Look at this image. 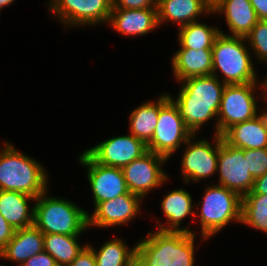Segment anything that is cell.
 I'll return each mask as SVG.
<instances>
[{
    "mask_svg": "<svg viewBox=\"0 0 267 266\" xmlns=\"http://www.w3.org/2000/svg\"><path fill=\"white\" fill-rule=\"evenodd\" d=\"M217 172V185L235 191L241 197L252 191L255 179L249 172L244 149L230 146L220 135Z\"/></svg>",
    "mask_w": 267,
    "mask_h": 266,
    "instance_id": "obj_10",
    "label": "cell"
},
{
    "mask_svg": "<svg viewBox=\"0 0 267 266\" xmlns=\"http://www.w3.org/2000/svg\"><path fill=\"white\" fill-rule=\"evenodd\" d=\"M44 251V234L35 226L15 230L13 237L0 252V258L18 262L19 266L30 257Z\"/></svg>",
    "mask_w": 267,
    "mask_h": 266,
    "instance_id": "obj_20",
    "label": "cell"
},
{
    "mask_svg": "<svg viewBox=\"0 0 267 266\" xmlns=\"http://www.w3.org/2000/svg\"><path fill=\"white\" fill-rule=\"evenodd\" d=\"M15 230L12 226L4 219L0 213V252L5 248L7 243L11 240Z\"/></svg>",
    "mask_w": 267,
    "mask_h": 266,
    "instance_id": "obj_34",
    "label": "cell"
},
{
    "mask_svg": "<svg viewBox=\"0 0 267 266\" xmlns=\"http://www.w3.org/2000/svg\"><path fill=\"white\" fill-rule=\"evenodd\" d=\"M68 266H96L95 255L88 244L85 245L76 259Z\"/></svg>",
    "mask_w": 267,
    "mask_h": 266,
    "instance_id": "obj_33",
    "label": "cell"
},
{
    "mask_svg": "<svg viewBox=\"0 0 267 266\" xmlns=\"http://www.w3.org/2000/svg\"><path fill=\"white\" fill-rule=\"evenodd\" d=\"M257 85L264 90V82L226 84L217 114L215 134L222 136L233 125L257 116L258 106L254 94Z\"/></svg>",
    "mask_w": 267,
    "mask_h": 266,
    "instance_id": "obj_8",
    "label": "cell"
},
{
    "mask_svg": "<svg viewBox=\"0 0 267 266\" xmlns=\"http://www.w3.org/2000/svg\"><path fill=\"white\" fill-rule=\"evenodd\" d=\"M244 157L254 179L267 173V148L244 149Z\"/></svg>",
    "mask_w": 267,
    "mask_h": 266,
    "instance_id": "obj_30",
    "label": "cell"
},
{
    "mask_svg": "<svg viewBox=\"0 0 267 266\" xmlns=\"http://www.w3.org/2000/svg\"><path fill=\"white\" fill-rule=\"evenodd\" d=\"M80 235L44 234V251L58 266L70 265L85 246L77 242Z\"/></svg>",
    "mask_w": 267,
    "mask_h": 266,
    "instance_id": "obj_26",
    "label": "cell"
},
{
    "mask_svg": "<svg viewBox=\"0 0 267 266\" xmlns=\"http://www.w3.org/2000/svg\"><path fill=\"white\" fill-rule=\"evenodd\" d=\"M49 10L68 27L107 23L112 0H50Z\"/></svg>",
    "mask_w": 267,
    "mask_h": 266,
    "instance_id": "obj_9",
    "label": "cell"
},
{
    "mask_svg": "<svg viewBox=\"0 0 267 266\" xmlns=\"http://www.w3.org/2000/svg\"><path fill=\"white\" fill-rule=\"evenodd\" d=\"M47 193H42L34 203V225L43 234L81 235L88 229V212L69 200L50 197Z\"/></svg>",
    "mask_w": 267,
    "mask_h": 266,
    "instance_id": "obj_5",
    "label": "cell"
},
{
    "mask_svg": "<svg viewBox=\"0 0 267 266\" xmlns=\"http://www.w3.org/2000/svg\"><path fill=\"white\" fill-rule=\"evenodd\" d=\"M216 144L212 146L208 140H194L192 135L185 144L186 150L182 155L181 167L185 183L198 182L201 179L211 177L217 172L219 154V135L214 134Z\"/></svg>",
    "mask_w": 267,
    "mask_h": 266,
    "instance_id": "obj_12",
    "label": "cell"
},
{
    "mask_svg": "<svg viewBox=\"0 0 267 266\" xmlns=\"http://www.w3.org/2000/svg\"><path fill=\"white\" fill-rule=\"evenodd\" d=\"M242 223L267 234V195L245 194L242 197Z\"/></svg>",
    "mask_w": 267,
    "mask_h": 266,
    "instance_id": "obj_28",
    "label": "cell"
},
{
    "mask_svg": "<svg viewBox=\"0 0 267 266\" xmlns=\"http://www.w3.org/2000/svg\"><path fill=\"white\" fill-rule=\"evenodd\" d=\"M224 14L230 36L245 37L258 23L259 18L249 0H214L212 14Z\"/></svg>",
    "mask_w": 267,
    "mask_h": 266,
    "instance_id": "obj_16",
    "label": "cell"
},
{
    "mask_svg": "<svg viewBox=\"0 0 267 266\" xmlns=\"http://www.w3.org/2000/svg\"><path fill=\"white\" fill-rule=\"evenodd\" d=\"M195 233L160 231L136 244V266H193Z\"/></svg>",
    "mask_w": 267,
    "mask_h": 266,
    "instance_id": "obj_2",
    "label": "cell"
},
{
    "mask_svg": "<svg viewBox=\"0 0 267 266\" xmlns=\"http://www.w3.org/2000/svg\"><path fill=\"white\" fill-rule=\"evenodd\" d=\"M167 160L161 155L147 151L140 158L122 167L129 191L143 199L149 191L165 184L166 180L170 179L162 169Z\"/></svg>",
    "mask_w": 267,
    "mask_h": 266,
    "instance_id": "obj_11",
    "label": "cell"
},
{
    "mask_svg": "<svg viewBox=\"0 0 267 266\" xmlns=\"http://www.w3.org/2000/svg\"><path fill=\"white\" fill-rule=\"evenodd\" d=\"M159 116V99L148 101L130 113V133L146 145L151 141Z\"/></svg>",
    "mask_w": 267,
    "mask_h": 266,
    "instance_id": "obj_24",
    "label": "cell"
},
{
    "mask_svg": "<svg viewBox=\"0 0 267 266\" xmlns=\"http://www.w3.org/2000/svg\"><path fill=\"white\" fill-rule=\"evenodd\" d=\"M191 136L169 94L159 96L158 121L147 150L168 159Z\"/></svg>",
    "mask_w": 267,
    "mask_h": 266,
    "instance_id": "obj_7",
    "label": "cell"
},
{
    "mask_svg": "<svg viewBox=\"0 0 267 266\" xmlns=\"http://www.w3.org/2000/svg\"><path fill=\"white\" fill-rule=\"evenodd\" d=\"M218 77L220 76L205 75L184 79L180 81L182 86L177 97L173 99L169 94L192 135L197 134L209 119L217 118L226 86Z\"/></svg>",
    "mask_w": 267,
    "mask_h": 266,
    "instance_id": "obj_1",
    "label": "cell"
},
{
    "mask_svg": "<svg viewBox=\"0 0 267 266\" xmlns=\"http://www.w3.org/2000/svg\"><path fill=\"white\" fill-rule=\"evenodd\" d=\"M0 151V190L39 197L48 191V176L40 163L4 142Z\"/></svg>",
    "mask_w": 267,
    "mask_h": 266,
    "instance_id": "obj_3",
    "label": "cell"
},
{
    "mask_svg": "<svg viewBox=\"0 0 267 266\" xmlns=\"http://www.w3.org/2000/svg\"><path fill=\"white\" fill-rule=\"evenodd\" d=\"M78 160L87 167L86 174L93 194L94 207L100 202L131 193L121 168L99 164L85 151L80 154Z\"/></svg>",
    "mask_w": 267,
    "mask_h": 266,
    "instance_id": "obj_13",
    "label": "cell"
},
{
    "mask_svg": "<svg viewBox=\"0 0 267 266\" xmlns=\"http://www.w3.org/2000/svg\"><path fill=\"white\" fill-rule=\"evenodd\" d=\"M220 31L199 21L189 23L179 28V45L193 50L212 49Z\"/></svg>",
    "mask_w": 267,
    "mask_h": 266,
    "instance_id": "obj_27",
    "label": "cell"
},
{
    "mask_svg": "<svg viewBox=\"0 0 267 266\" xmlns=\"http://www.w3.org/2000/svg\"><path fill=\"white\" fill-rule=\"evenodd\" d=\"M199 220L203 240L219 233L231 221L241 223L242 197L226 187L208 185L205 189Z\"/></svg>",
    "mask_w": 267,
    "mask_h": 266,
    "instance_id": "obj_6",
    "label": "cell"
},
{
    "mask_svg": "<svg viewBox=\"0 0 267 266\" xmlns=\"http://www.w3.org/2000/svg\"><path fill=\"white\" fill-rule=\"evenodd\" d=\"M222 138L239 149L267 148V112H259L255 118L233 125Z\"/></svg>",
    "mask_w": 267,
    "mask_h": 266,
    "instance_id": "obj_17",
    "label": "cell"
},
{
    "mask_svg": "<svg viewBox=\"0 0 267 266\" xmlns=\"http://www.w3.org/2000/svg\"><path fill=\"white\" fill-rule=\"evenodd\" d=\"M246 40L258 61L267 64V20H259L246 36Z\"/></svg>",
    "mask_w": 267,
    "mask_h": 266,
    "instance_id": "obj_29",
    "label": "cell"
},
{
    "mask_svg": "<svg viewBox=\"0 0 267 266\" xmlns=\"http://www.w3.org/2000/svg\"><path fill=\"white\" fill-rule=\"evenodd\" d=\"M14 0H0V11L4 9L3 7L10 6Z\"/></svg>",
    "mask_w": 267,
    "mask_h": 266,
    "instance_id": "obj_37",
    "label": "cell"
},
{
    "mask_svg": "<svg viewBox=\"0 0 267 266\" xmlns=\"http://www.w3.org/2000/svg\"><path fill=\"white\" fill-rule=\"evenodd\" d=\"M245 37L230 36L220 31L212 47V75L220 71L225 84L258 83ZM248 48V49H247Z\"/></svg>",
    "mask_w": 267,
    "mask_h": 266,
    "instance_id": "obj_4",
    "label": "cell"
},
{
    "mask_svg": "<svg viewBox=\"0 0 267 266\" xmlns=\"http://www.w3.org/2000/svg\"><path fill=\"white\" fill-rule=\"evenodd\" d=\"M247 194H264L267 195V173L255 178L253 189Z\"/></svg>",
    "mask_w": 267,
    "mask_h": 266,
    "instance_id": "obj_35",
    "label": "cell"
},
{
    "mask_svg": "<svg viewBox=\"0 0 267 266\" xmlns=\"http://www.w3.org/2000/svg\"><path fill=\"white\" fill-rule=\"evenodd\" d=\"M171 61L173 74L179 82L190 77L212 75V49L180 48Z\"/></svg>",
    "mask_w": 267,
    "mask_h": 266,
    "instance_id": "obj_21",
    "label": "cell"
},
{
    "mask_svg": "<svg viewBox=\"0 0 267 266\" xmlns=\"http://www.w3.org/2000/svg\"><path fill=\"white\" fill-rule=\"evenodd\" d=\"M259 20H267V0H249Z\"/></svg>",
    "mask_w": 267,
    "mask_h": 266,
    "instance_id": "obj_36",
    "label": "cell"
},
{
    "mask_svg": "<svg viewBox=\"0 0 267 266\" xmlns=\"http://www.w3.org/2000/svg\"><path fill=\"white\" fill-rule=\"evenodd\" d=\"M212 13L211 0H157V20L178 23L179 28L196 22L200 15ZM199 16V17H198Z\"/></svg>",
    "mask_w": 267,
    "mask_h": 266,
    "instance_id": "obj_19",
    "label": "cell"
},
{
    "mask_svg": "<svg viewBox=\"0 0 267 266\" xmlns=\"http://www.w3.org/2000/svg\"><path fill=\"white\" fill-rule=\"evenodd\" d=\"M28 201L34 202L36 198L20 192L0 190V213L14 230L34 225L35 207H30Z\"/></svg>",
    "mask_w": 267,
    "mask_h": 266,
    "instance_id": "obj_23",
    "label": "cell"
},
{
    "mask_svg": "<svg viewBox=\"0 0 267 266\" xmlns=\"http://www.w3.org/2000/svg\"><path fill=\"white\" fill-rule=\"evenodd\" d=\"M139 195L126 193L115 199L98 203L94 212L88 214V227H115L128 223L136 216H140L141 201Z\"/></svg>",
    "mask_w": 267,
    "mask_h": 266,
    "instance_id": "obj_15",
    "label": "cell"
},
{
    "mask_svg": "<svg viewBox=\"0 0 267 266\" xmlns=\"http://www.w3.org/2000/svg\"><path fill=\"white\" fill-rule=\"evenodd\" d=\"M161 208L164 215L167 218L166 225H163L157 220L158 230L160 231H173V232H186L194 233L188 227L181 228V221L189 215H196L197 213L192 211L193 201L189 192L184 189H176L168 192L164 196L161 202ZM165 226V227H164Z\"/></svg>",
    "mask_w": 267,
    "mask_h": 266,
    "instance_id": "obj_22",
    "label": "cell"
},
{
    "mask_svg": "<svg viewBox=\"0 0 267 266\" xmlns=\"http://www.w3.org/2000/svg\"><path fill=\"white\" fill-rule=\"evenodd\" d=\"M108 23L124 36L145 35L159 26L157 9L112 8Z\"/></svg>",
    "mask_w": 267,
    "mask_h": 266,
    "instance_id": "obj_18",
    "label": "cell"
},
{
    "mask_svg": "<svg viewBox=\"0 0 267 266\" xmlns=\"http://www.w3.org/2000/svg\"><path fill=\"white\" fill-rule=\"evenodd\" d=\"M22 266H58L55 259L46 251L38 253L25 261Z\"/></svg>",
    "mask_w": 267,
    "mask_h": 266,
    "instance_id": "obj_32",
    "label": "cell"
},
{
    "mask_svg": "<svg viewBox=\"0 0 267 266\" xmlns=\"http://www.w3.org/2000/svg\"><path fill=\"white\" fill-rule=\"evenodd\" d=\"M88 246L93 250L96 266H136V245L129 250L120 238L104 243L98 251Z\"/></svg>",
    "mask_w": 267,
    "mask_h": 266,
    "instance_id": "obj_25",
    "label": "cell"
},
{
    "mask_svg": "<svg viewBox=\"0 0 267 266\" xmlns=\"http://www.w3.org/2000/svg\"><path fill=\"white\" fill-rule=\"evenodd\" d=\"M147 151V145L130 133L104 140L85 152L99 164L122 168Z\"/></svg>",
    "mask_w": 267,
    "mask_h": 266,
    "instance_id": "obj_14",
    "label": "cell"
},
{
    "mask_svg": "<svg viewBox=\"0 0 267 266\" xmlns=\"http://www.w3.org/2000/svg\"><path fill=\"white\" fill-rule=\"evenodd\" d=\"M264 93H263V96L264 97H267V77H266V79H264Z\"/></svg>",
    "mask_w": 267,
    "mask_h": 266,
    "instance_id": "obj_38",
    "label": "cell"
},
{
    "mask_svg": "<svg viewBox=\"0 0 267 266\" xmlns=\"http://www.w3.org/2000/svg\"><path fill=\"white\" fill-rule=\"evenodd\" d=\"M112 8L157 9V0H112Z\"/></svg>",
    "mask_w": 267,
    "mask_h": 266,
    "instance_id": "obj_31",
    "label": "cell"
}]
</instances>
